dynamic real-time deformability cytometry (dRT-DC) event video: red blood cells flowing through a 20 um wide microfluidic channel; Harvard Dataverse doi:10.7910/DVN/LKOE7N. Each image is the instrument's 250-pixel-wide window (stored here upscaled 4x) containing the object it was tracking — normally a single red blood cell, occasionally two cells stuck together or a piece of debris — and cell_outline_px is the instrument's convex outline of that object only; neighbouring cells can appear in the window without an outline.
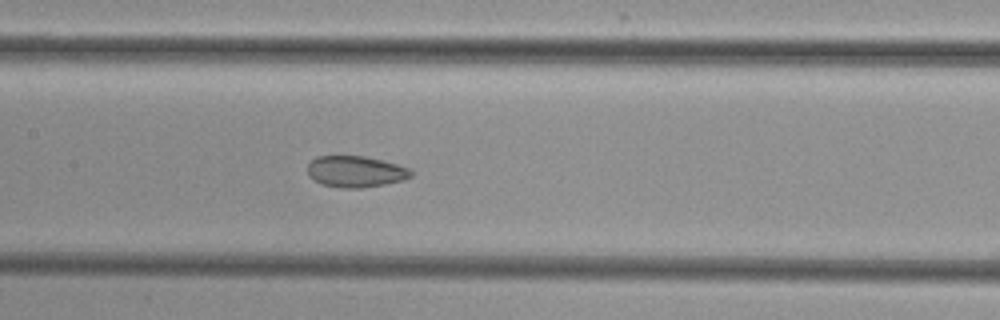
{"species": "common noctule bat (a hibernating species)", "species_latin": "Nyctalus noctula", "temperature_condition": "cold", "stored_images_in_passage": 8, "camera_frame_rate_fps": 3000, "um_per_image_px": 0.085, "animal": {"sex": "female", "body_mass_g": 29.2, "forearm_length_mm": 56.3}, "frame": {"image": 1, "passage_image": 8, "time_ms": 8.667, "image_size_px": [1000, 320], "cell_outline_px": [[412, 176], [404, 180], [384, 184], [360, 188], [344, 188], [320, 184], [308, 176], [308, 164], [316, 156], [364, 156], [396, 164], [408, 168], [412, 172]], "centroid_in_image_um": [30.2, 14.59], "position_along_channel_um": 177.2, "area_um2": 18.79}}